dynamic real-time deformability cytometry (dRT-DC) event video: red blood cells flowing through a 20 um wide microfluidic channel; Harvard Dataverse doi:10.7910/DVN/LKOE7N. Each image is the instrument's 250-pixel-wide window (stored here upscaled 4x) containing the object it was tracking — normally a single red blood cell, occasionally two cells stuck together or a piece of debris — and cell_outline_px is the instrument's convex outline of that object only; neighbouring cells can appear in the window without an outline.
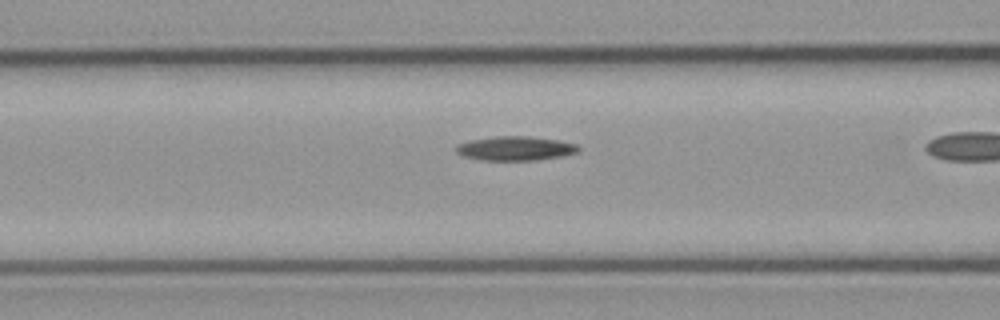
{"species": "common noctule bat (a hibernating species)", "species_latin": "Nyctalus noctula", "temperature_condition": "cold", "stored_images_in_passage": 26, "camera_frame_rate_fps": 3000, "um_per_image_px": 0.085, "animal": {"sex": "male", "body_mass_g": 23.1, "forearm_length_mm": 52.7}, "frame": {"image": 1, "passage_image": 15, "time_ms": 4.667, "image_size_px": [1000, 320], "cell_outline_px": [[580, 152], [564, 156], [536, 160], [480, 160], [460, 156], [456, 152], [456, 144], [472, 140], [496, 136], [528, 136], [560, 140], [576, 144], [580, 148]], "centroid_in_image_um": [43.82, 12.62], "position_along_channel_um": 122.8, "area_um2": 17.46}}
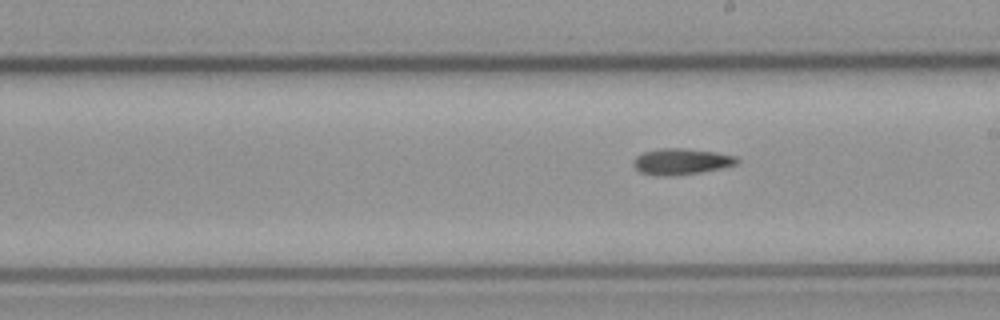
{"frame": {"image": 2, "passage_image": 26, "time_ms": 8.333, "image_size_px": [1000, 320], "cell_outline_px": [[740, 160], [736, 164], [720, 168], [700, 172], [672, 176], [656, 176], [640, 172], [632, 164], [632, 160], [636, 156], [644, 152], [660, 148], [684, 148], [716, 152], [736, 156]], "centroid_in_image_um": [57.87, 13.73], "position_along_channel_um": 231.1, "area_um2": 15.84}}